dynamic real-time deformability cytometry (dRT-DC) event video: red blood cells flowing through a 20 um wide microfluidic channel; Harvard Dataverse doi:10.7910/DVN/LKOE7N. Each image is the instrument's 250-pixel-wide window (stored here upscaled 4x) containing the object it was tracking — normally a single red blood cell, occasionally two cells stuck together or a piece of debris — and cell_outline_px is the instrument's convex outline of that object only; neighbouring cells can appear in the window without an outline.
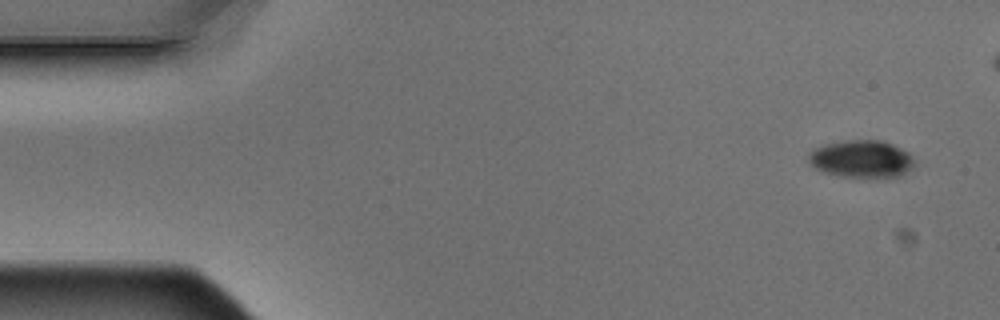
{"species": "Egyptian fruit bat (a non-hibernating species)", "species_latin": "Rousettus aegyptiacus", "temperature_condition": "warm", "stored_images_in_passage": 6, "segment_of_instrument_passage": [1, 2], "camera_frame_rate_fps": 3000, "um_per_image_px": 0.085, "animal": {"sex": "male"}, "frame": {"image": 1, "passage_image": 1, "time_ms": 0.0, "image_size_px": [1000, 320], "cell_outline_px": [[916, 164], [912, 168], [900, 176], [844, 176], [824, 172], [816, 168], [808, 160], [808, 152], [824, 144], [844, 140], [880, 140], [892, 144], [908, 152], [912, 156]], "centroid_in_image_um": [73.23, 13.48], "position_along_channel_um": 11.8, "area_um2": 22.83}}
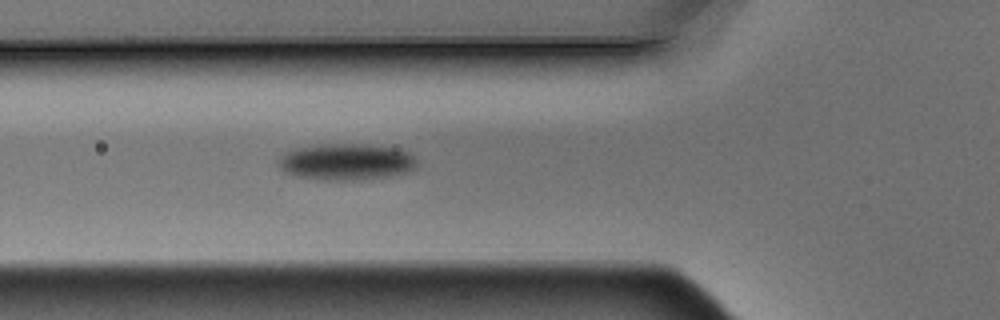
{"frame": {"image": 2, "passage_image": 5, "time_ms": 1.333, "image_size_px": [1000, 320], "cell_outline_px": [[416, 168], [412, 172], [392, 176], [360, 180], [328, 180], [296, 176], [280, 168], [280, 156], [296, 148], [320, 144], [360, 144], [392, 148], [408, 152], [416, 160]], "centroid_in_image_um": [29.49, 13.77], "position_along_channel_um": 96.3, "area_um2": 29.25}}